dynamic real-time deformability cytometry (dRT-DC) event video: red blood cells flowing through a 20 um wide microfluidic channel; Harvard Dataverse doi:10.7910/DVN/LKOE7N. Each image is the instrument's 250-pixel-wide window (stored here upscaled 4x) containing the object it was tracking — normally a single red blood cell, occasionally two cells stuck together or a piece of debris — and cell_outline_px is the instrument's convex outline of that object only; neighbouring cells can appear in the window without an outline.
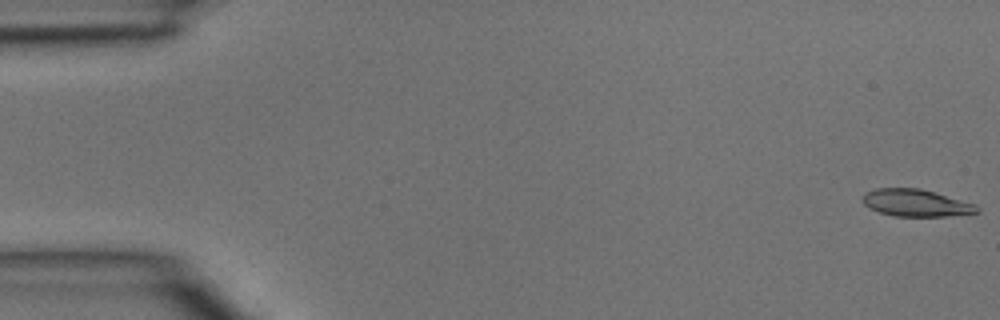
{"species": "common noctule bat (a hibernating species)", "species_latin": "Nyctalus noctula", "temperature_condition": "room temperature", "stored_images_in_passage": 3, "camera_frame_rate_fps": 3000, "um_per_image_px": 0.085, "animal": {"sex": "male", "body_mass_g": 15.6}, "frame": {"image": 1, "passage_image": 1, "time_ms": 0.0, "image_size_px": [1000, 320], "cell_outline_px": [[980, 212], [944, 216], [896, 216], [880, 212], [864, 204], [864, 196], [868, 192], [876, 188], [920, 188], [976, 204], [980, 208]], "centroid_in_image_um": [77.91, 17.24], "position_along_channel_um": 7.1, "area_um2": 17.74}}